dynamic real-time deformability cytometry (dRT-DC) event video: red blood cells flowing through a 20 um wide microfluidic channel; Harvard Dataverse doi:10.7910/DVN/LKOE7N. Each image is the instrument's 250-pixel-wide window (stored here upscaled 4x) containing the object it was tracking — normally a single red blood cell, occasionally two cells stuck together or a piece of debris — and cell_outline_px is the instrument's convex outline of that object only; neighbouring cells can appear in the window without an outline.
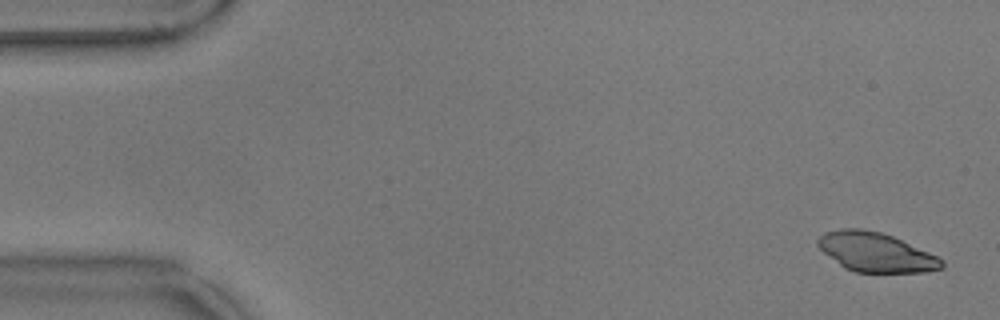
{"species": "common noctule bat (a hibernating species)", "species_latin": "Nyctalus noctula", "temperature_condition": "warm", "stored_images_in_passage": 56, "camera_frame_rate_fps": 3000, "um_per_image_px": 0.085, "animal": {"sex": "male", "body_mass_g": 17.9}, "frame": {"image": 1, "passage_image": 2, "time_ms": 0.333, "image_size_px": [1000, 320], "cell_outline_px": [[944, 268], [928, 272], [856, 272], [844, 268], [824, 252], [816, 244], [816, 240], [824, 232], [840, 228], [860, 228], [880, 232], [892, 236], [928, 252], [944, 260]], "centroid_in_image_um": [74.43, 21.44], "position_along_channel_um": 10.6, "area_um2": 28.26}}